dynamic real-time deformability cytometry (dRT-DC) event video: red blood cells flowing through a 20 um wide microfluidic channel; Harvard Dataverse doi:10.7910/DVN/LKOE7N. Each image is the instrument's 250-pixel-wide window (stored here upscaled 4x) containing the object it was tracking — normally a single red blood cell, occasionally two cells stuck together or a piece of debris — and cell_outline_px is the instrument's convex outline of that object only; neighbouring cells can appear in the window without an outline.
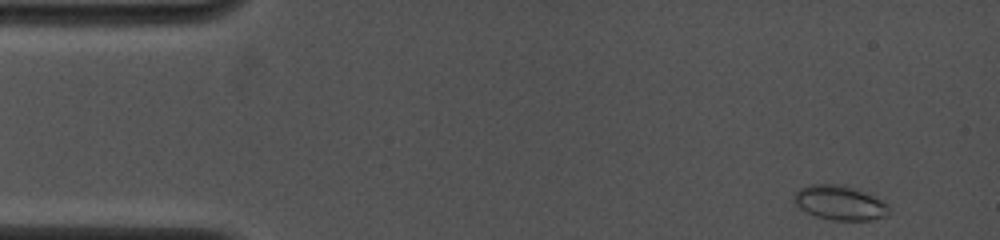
{"species": "common noctule bat (a hibernating species)", "species_latin": "Nyctalus noctula", "temperature_condition": "cold", "stored_images_in_passage": 35, "camera_frame_rate_fps": 4000, "um_per_image_px": 0.085, "animal": {"sex": "female", "body_mass_g": 19.0, "forearm_length_mm": 53.3}, "frame": {"image": 1, "passage_image": 1, "time_ms": 0.0, "image_size_px": [1000, 240], "cell_outline_px": [[888, 216], [872, 220], [832, 220], [816, 216], [800, 208], [792, 200], [792, 196], [800, 188], [812, 184], [844, 184], [860, 188], [884, 200], [888, 204]], "centroid_in_image_um": [71.43, 17.21], "position_along_channel_um": 13.6, "area_um2": 19.54}}
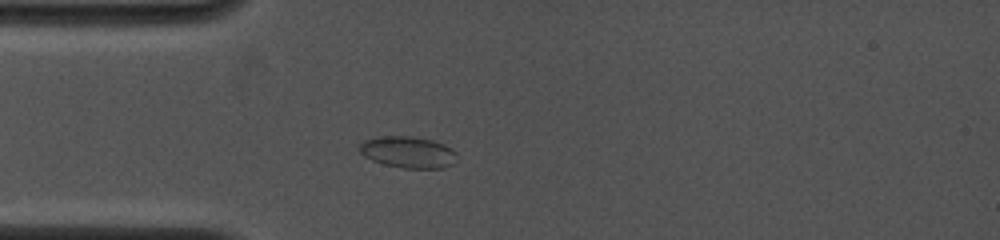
{"frame": {"image": 2, "passage_image": 28, "time_ms": 3.25, "image_size_px": [1000, 240], "cell_outline_px": [[456, 152], [452, 164], [444, 168], [404, 168], [384, 164], [372, 160], [364, 156], [356, 148], [364, 140], [380, 136], [412, 136], [432, 140], [444, 144], [452, 148]], "centroid_in_image_um": [34.65, 12.92], "position_along_channel_um": 50.4, "area_um2": 17.92}}